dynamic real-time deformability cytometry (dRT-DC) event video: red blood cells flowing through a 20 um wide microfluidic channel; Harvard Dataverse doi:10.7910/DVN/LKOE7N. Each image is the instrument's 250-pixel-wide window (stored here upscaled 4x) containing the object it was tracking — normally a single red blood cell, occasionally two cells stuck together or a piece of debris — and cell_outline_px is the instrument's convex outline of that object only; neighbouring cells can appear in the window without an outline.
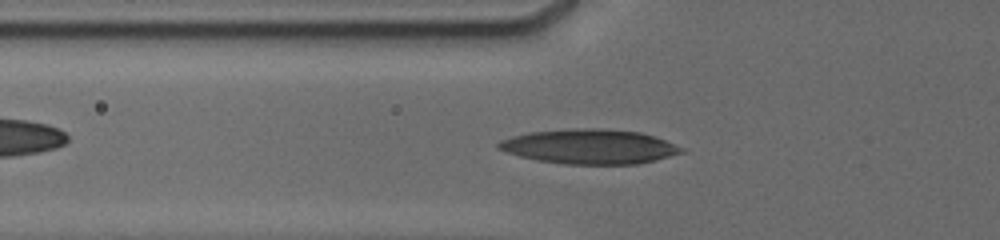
{"species": "human", "species_latin": "Homo sapiens", "temperature_condition": "cold", "stored_images_in_passage": 13, "camera_frame_rate_fps": 3000, "um_per_image_px": 0.085, "donor": {"sex": "male"}, "frame": {"image": 1, "passage_image": 5, "time_ms": 2.667, "image_size_px": [1000, 240], "cell_outline_px": [[688, 152], [636, 164], [564, 164], [536, 160], [520, 156], [496, 148], [496, 144], [500, 140], [512, 136], [532, 132], [584, 128], [596, 128], [640, 132], [688, 148]], "centroid_in_image_um": [50.15, 12.47], "position_along_channel_um": 75.6, "area_um2": 36.82}}
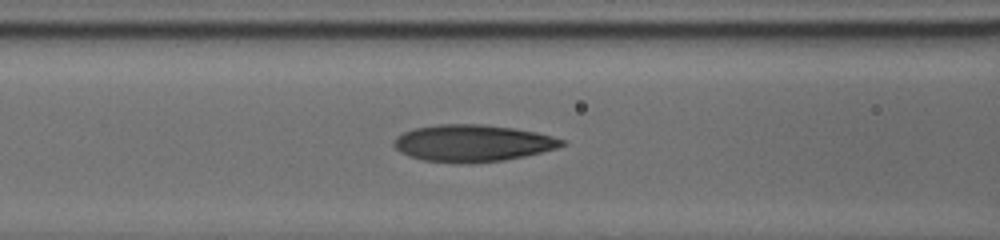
{"frame": {"image": 2, "passage_image": 7, "time_ms": 4.0, "image_size_px": [1000, 240], "cell_outline_px": [[568, 144], [556, 148], [524, 156], [504, 160], [424, 160], [408, 156], [400, 152], [392, 144], [392, 140], [396, 136], [404, 132], [416, 128], [436, 124], [484, 124], [512, 128], [536, 132], [568, 140]], "centroid_in_image_um": [40.19, 12.12], "position_along_channel_um": 126.4, "area_um2": 35.14}}
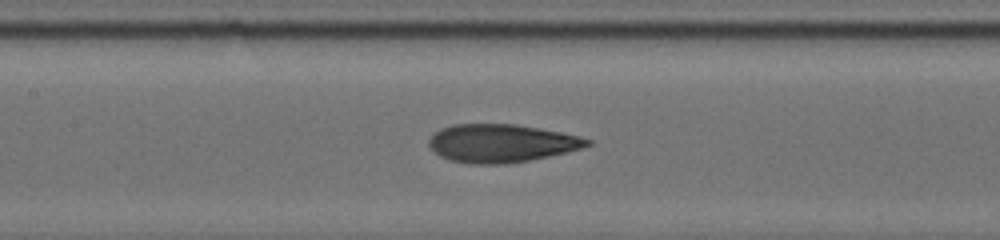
{"frame": {"image": 3, "passage_image": 10, "time_ms": 5.0, "image_size_px": [1000, 240], "cell_outline_px": [[592, 144], [580, 148], [548, 156], [508, 164], [468, 164], [452, 160], [440, 156], [428, 148], [428, 140], [440, 128], [452, 124], [516, 124], [560, 132], [580, 136], [592, 140]], "centroid_in_image_um": [42.57, 12.17], "position_along_channel_um": 164.8, "area_um2": 35.14}}